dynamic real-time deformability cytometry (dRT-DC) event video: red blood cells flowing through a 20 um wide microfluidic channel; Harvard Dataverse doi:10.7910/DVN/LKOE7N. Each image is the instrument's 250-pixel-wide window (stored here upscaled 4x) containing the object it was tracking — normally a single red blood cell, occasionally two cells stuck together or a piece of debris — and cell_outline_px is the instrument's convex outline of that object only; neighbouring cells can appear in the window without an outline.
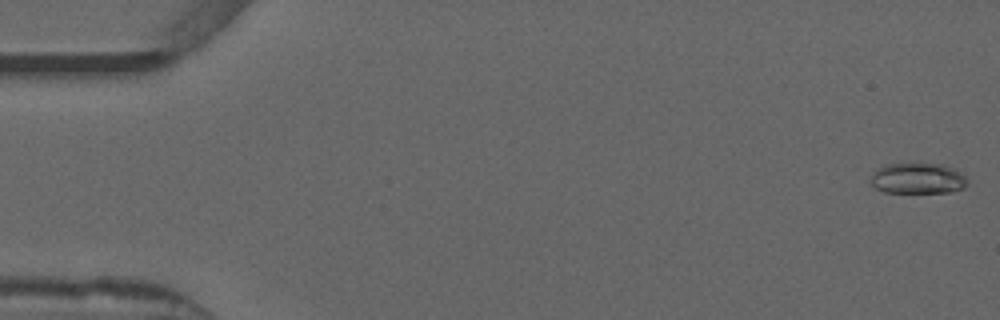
{"species": "common noctule bat (a hibernating species)", "species_latin": "Nyctalus noctula", "temperature_condition": "warm", "stored_images_in_passage": 10, "camera_frame_rate_fps": 3000, "um_per_image_px": 0.085, "animal": {"sex": "male", "forearm_length_mm": 52.5}, "frame": {"image": 1, "passage_image": 1, "time_ms": 0.0, "image_size_px": [1000, 320], "cell_outline_px": [[968, 184], [964, 188], [952, 192], [884, 192], [876, 188], [872, 184], [872, 172], [876, 168], [884, 164], [944, 164], [960, 172], [968, 180]], "centroid_in_image_um": [78.02, 15.16], "position_along_channel_um": 7.0, "area_um2": 17.34}}